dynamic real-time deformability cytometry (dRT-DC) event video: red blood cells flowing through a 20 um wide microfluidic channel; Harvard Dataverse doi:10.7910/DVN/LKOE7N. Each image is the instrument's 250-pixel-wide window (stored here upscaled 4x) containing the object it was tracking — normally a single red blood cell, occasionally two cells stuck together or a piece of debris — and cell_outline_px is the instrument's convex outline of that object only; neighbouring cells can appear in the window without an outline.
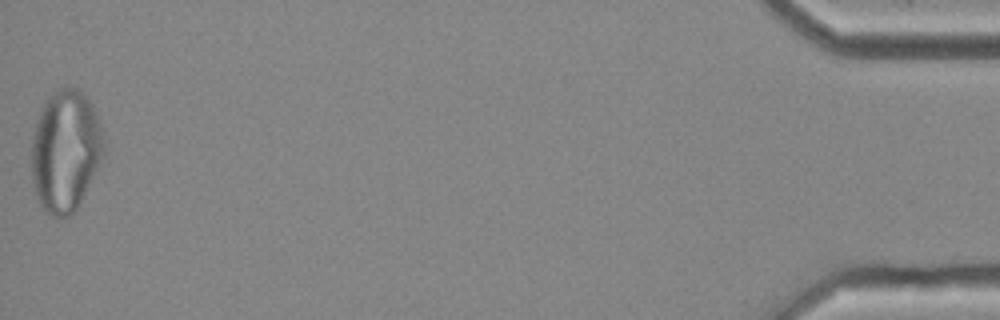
{"species": "common noctule bat (a hibernating species)", "species_latin": "Nyctalus noctula", "temperature_condition": "cold", "stored_images_in_passage": 39, "camera_frame_rate_fps": 3000, "um_per_image_px": 0.085, "animal": {"sex": "female", "body_mass_g": 25.1}, "frame": {"image": 1, "passage_image": 39, "time_ms": 12.667, "image_size_px": [1000, 320], "cell_outline_px": [[104, 156], [100, 164], [72, 216], [52, 216], [40, 204], [36, 192], [32, 176], [32, 136], [36, 120], [44, 100], [52, 92], [60, 88], [76, 88], [92, 104], [100, 124], [104, 136]], "centroid_in_image_um": [5.57, 12.8], "position_along_channel_um": 429.6, "area_um2": 51.1}}